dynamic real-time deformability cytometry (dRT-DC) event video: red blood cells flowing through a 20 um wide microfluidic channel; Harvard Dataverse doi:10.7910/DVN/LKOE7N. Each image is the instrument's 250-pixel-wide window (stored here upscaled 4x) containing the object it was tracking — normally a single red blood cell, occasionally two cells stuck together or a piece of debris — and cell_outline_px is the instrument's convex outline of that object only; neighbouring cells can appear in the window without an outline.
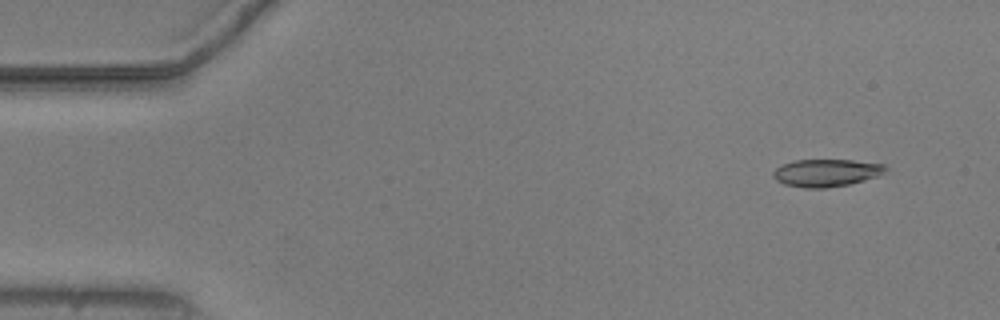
{"species": "common noctule bat (a hibernating species)", "species_latin": "Nyctalus noctula", "temperature_condition": "warm", "stored_images_in_passage": 49, "camera_frame_rate_fps": 3000, "um_per_image_px": 0.085, "animal": {"sex": "male", "body_mass_g": 20.5, "forearm_length_mm": 52.5}, "frame": {"image": 1, "passage_image": 4, "time_ms": 1.0, "image_size_px": [1000, 320], "cell_outline_px": [[888, 172], [880, 176], [848, 184], [824, 188], [804, 188], [784, 184], [776, 180], [772, 176], [772, 172], [776, 168], [784, 164], [796, 160], [852, 160], [884, 164], [888, 168]], "centroid_in_image_um": [70.27, 14.69], "position_along_channel_um": 14.7, "area_um2": 18.09}}
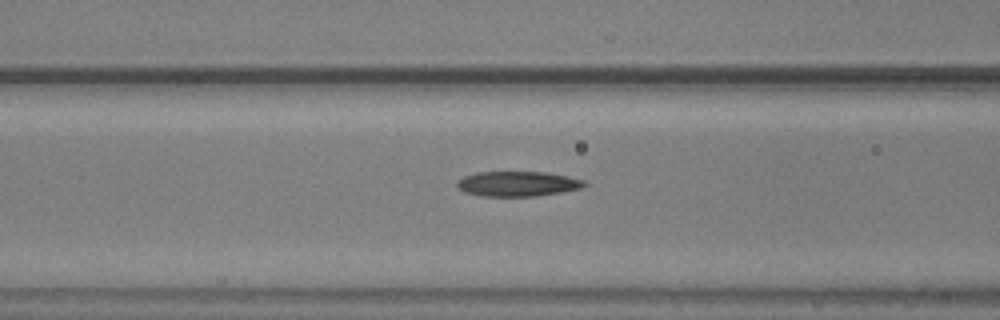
{"frame": {"image": 2, "passage_image": 21, "time_ms": 6.667, "image_size_px": [1000, 320], "cell_outline_px": [[588, 184], [580, 188], [560, 192], [536, 196], [480, 196], [464, 192], [456, 188], [456, 180], [464, 176], [476, 172], [544, 172], [568, 176], [584, 180]], "centroid_in_image_um": [43.94, 15.62], "position_along_channel_um": 122.7, "area_um2": 18.67}}
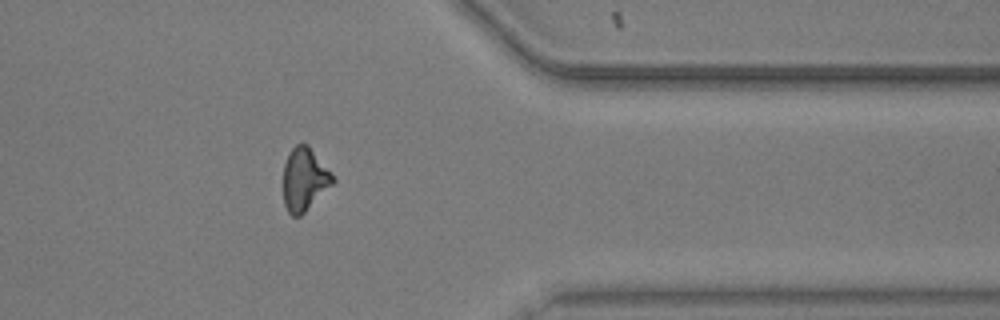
{"frame": {"image": 3, "passage_image": 43, "time_ms": 14.0, "image_size_px": [1000, 320], "cell_outline_px": [[336, 180], [300, 216], [292, 216], [288, 212], [284, 204], [284, 164], [288, 152], [296, 144], [308, 144]], "centroid_in_image_um": [25.85, 15.23], "position_along_channel_um": 385.6, "area_um2": 17.8}, "authors_computed_cell_mechanics": {"area_um2": 18.496, "velocity_mm_per_s": 3.7825, "shape_relaxation_time_tau1_ms": 8.3927, "shape_relaxation_time_tau2_ms": 9.8936, "deformation_change_tau1": 0.2328, "deformation_change_tau2": 0.2351}}